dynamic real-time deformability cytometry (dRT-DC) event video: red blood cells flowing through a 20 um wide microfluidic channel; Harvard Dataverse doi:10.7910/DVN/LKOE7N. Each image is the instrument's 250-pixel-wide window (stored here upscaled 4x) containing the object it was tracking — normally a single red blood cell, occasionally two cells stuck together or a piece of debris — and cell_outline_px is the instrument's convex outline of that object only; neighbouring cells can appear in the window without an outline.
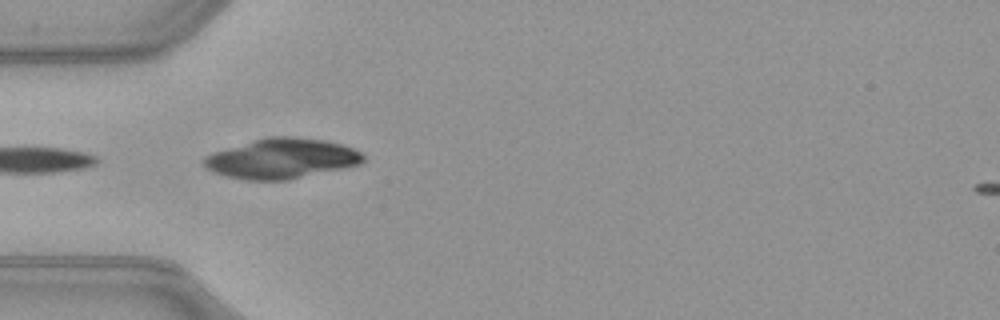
{"species": "common noctule bat (a hibernating species)", "species_latin": "Nyctalus noctula", "temperature_condition": "warm", "stored_images_in_passage": 4, "camera_frame_rate_fps": 3000, "um_per_image_px": 0.085, "animal": {"sex": "female", "body_mass_g": 21.9}, "frame": {"image": 1, "passage_image": 1, "time_ms": 0.0, "image_size_px": [1000, 320], "cell_outline_px": [[364, 160], [360, 164], [344, 168], [288, 180], [244, 180], [212, 172], [204, 164], [204, 156], [252, 140], [268, 136], [296, 136], [324, 140], [340, 144], [352, 148], [360, 152], [364, 156]], "centroid_in_image_um": [23.96, 13.47], "position_along_channel_um": 61.0, "area_um2": 36.99}}